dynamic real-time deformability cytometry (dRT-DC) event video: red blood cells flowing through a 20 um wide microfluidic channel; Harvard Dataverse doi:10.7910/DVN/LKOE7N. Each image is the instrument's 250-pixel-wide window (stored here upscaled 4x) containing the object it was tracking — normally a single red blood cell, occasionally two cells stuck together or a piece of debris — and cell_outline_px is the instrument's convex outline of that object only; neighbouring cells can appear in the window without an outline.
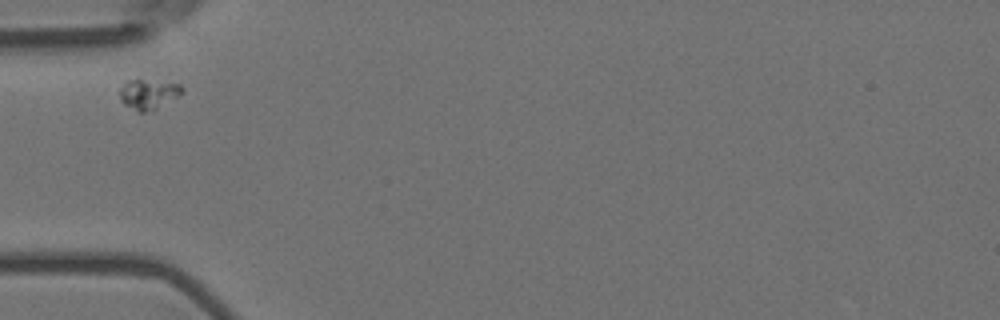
{"species": "Egyptian fruit bat (a non-hibernating species)", "species_latin": "Rousettus aegyptiacus", "temperature_condition": "room temperature", "stored_images_in_passage": 5, "camera_frame_rate_fps": 3000, "um_per_image_px": 0.085, "animal": {"sex": "female"}, "frame": {"image": 1, "passage_image": 1, "time_ms": 0.0, "image_size_px": [1000, 320], "cell_outline_px": [[184, 92], [180, 96], [156, 108], [144, 112], [140, 112], [124, 104], [120, 100], [120, 88], [128, 80], [140, 80], [180, 84], [184, 88]], "centroid_in_image_um": [12.64, 8.0], "position_along_channel_um": 72.4, "area_um2": 10.64}}
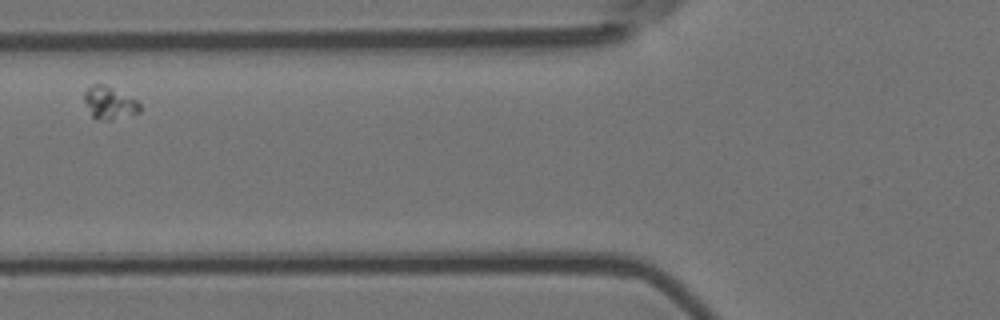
{"frame": {"image": 2, "passage_image": 2, "time_ms": 0.333, "image_size_px": [1000, 320], "cell_outline_px": [[140, 112], [112, 120], [108, 120], [92, 116], [84, 100], [84, 92], [88, 84], [104, 84], [136, 100], [140, 104]], "centroid_in_image_um": [9.28, 8.72], "position_along_channel_um": 116.5, "area_um2": 10.35}}
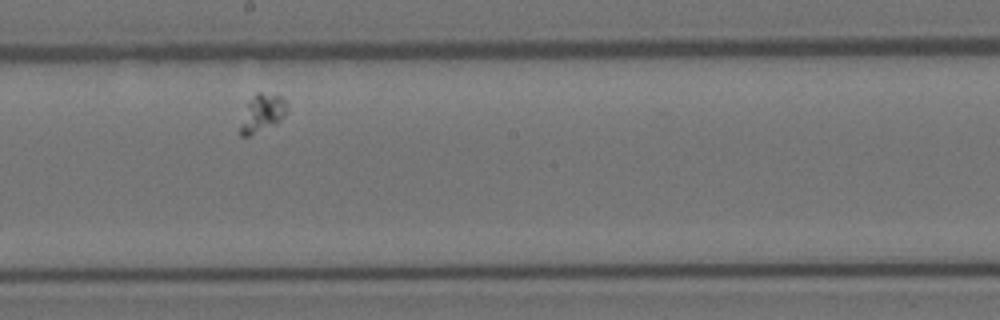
{"frame": {"image": 3, "passage_image": 5, "time_ms": 1.333, "image_size_px": [1000, 320], "cell_outline_px": [[288, 104], [280, 120], [276, 124], [248, 136], [240, 136], [240, 128], [248, 100], [256, 92], [260, 92], [280, 96]], "centroid_in_image_um": [22.27, 9.6], "position_along_channel_um": 225.9, "area_um2": 10.0}}